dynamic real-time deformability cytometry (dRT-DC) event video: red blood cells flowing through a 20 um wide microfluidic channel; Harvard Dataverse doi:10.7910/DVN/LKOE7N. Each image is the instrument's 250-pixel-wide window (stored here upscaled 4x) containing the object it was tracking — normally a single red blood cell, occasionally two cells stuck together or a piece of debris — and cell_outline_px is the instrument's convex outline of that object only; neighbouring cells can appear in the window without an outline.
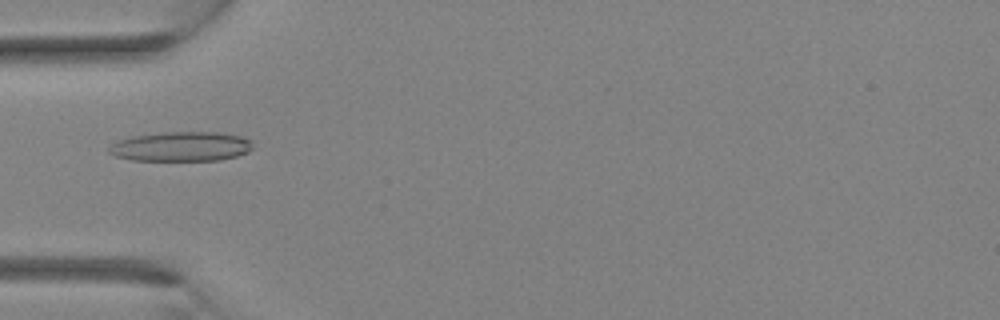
{"species": "Egyptian fruit bat (a non-hibernating species)", "species_latin": "Rousettus aegyptiacus", "temperature_condition": "room temperature", "stored_images_in_passage": 33, "camera_frame_rate_fps": 3000, "um_per_image_px": 0.085, "animal": {"sex": "female"}, "frame": {"image": 1, "passage_image": 11, "time_ms": 3.333, "image_size_px": [1000, 320], "cell_outline_px": [[252, 148], [248, 152], [236, 156], [220, 160], [132, 160], [116, 156], [108, 152], [108, 148], [112, 144], [120, 140], [132, 136], [164, 132], [220, 132], [240, 136], [252, 140]], "centroid_in_image_um": [15.42, 12.45], "position_along_channel_um": 69.6, "area_um2": 24.74}}
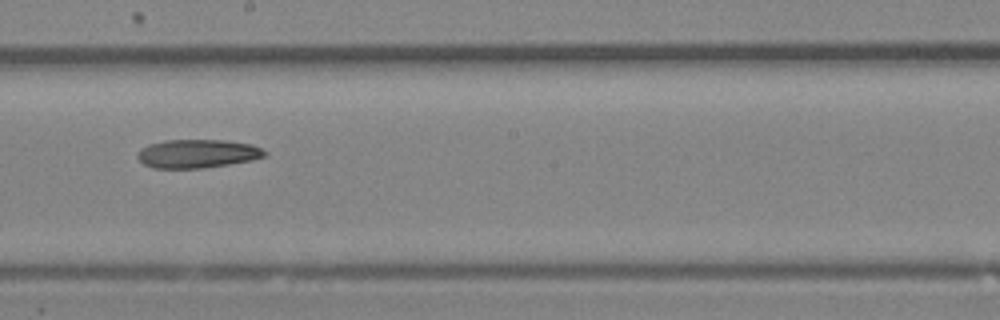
{"frame": {"image": 2, "passage_image": 19, "time_ms": 6.0, "image_size_px": [1000, 320], "cell_outline_px": [[268, 156], [252, 160], [204, 168], [152, 168], [144, 164], [136, 156], [148, 144], [164, 140], [224, 140], [252, 144], [268, 152]], "centroid_in_image_um": [16.82, 13.06], "position_along_channel_um": 231.4, "area_um2": 21.15}}
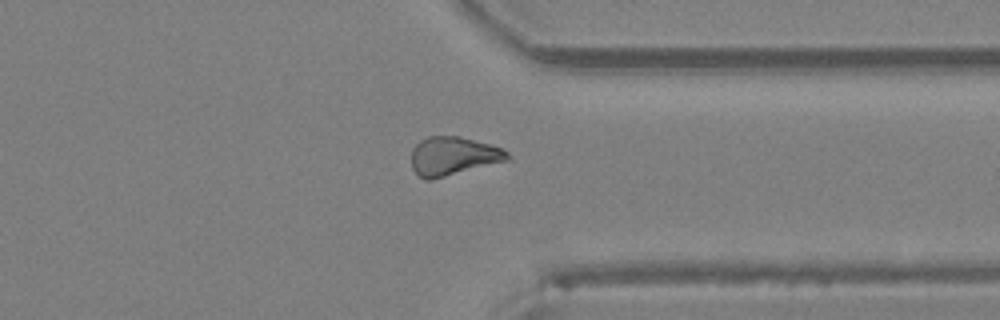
{"frame": {"image": 3, "passage_image": 26, "time_ms": 8.333, "image_size_px": [1000, 320], "cell_outline_px": [[512, 160], [432, 180], [424, 180], [412, 168], [412, 148], [420, 140], [428, 136], [460, 136], [504, 148], [512, 156]], "centroid_in_image_um": [38.58, 13.27], "position_along_channel_um": 372.8, "area_um2": 22.08}}